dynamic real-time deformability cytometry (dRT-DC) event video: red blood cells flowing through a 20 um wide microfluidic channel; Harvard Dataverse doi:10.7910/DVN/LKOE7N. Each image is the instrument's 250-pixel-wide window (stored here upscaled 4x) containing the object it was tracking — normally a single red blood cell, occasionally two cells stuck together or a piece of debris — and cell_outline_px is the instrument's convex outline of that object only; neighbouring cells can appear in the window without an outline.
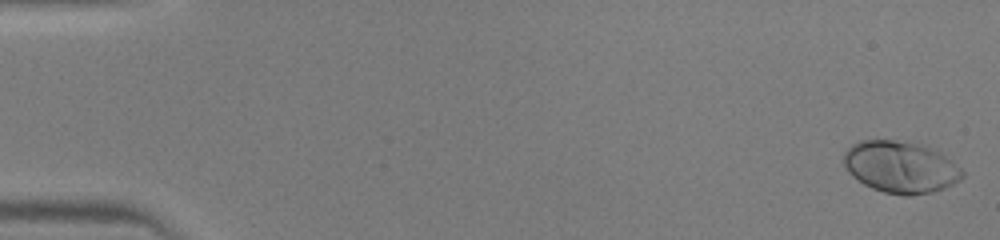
{"species": "human", "species_latin": "Homo sapiens", "temperature_condition": "warm", "stored_images_in_passage": 46, "camera_frame_rate_fps": 3000, "um_per_image_px": 0.085, "donor": {"sex": "male"}, "frame": {"image": 1, "passage_image": 1, "time_ms": 0.0, "image_size_px": [1000, 240], "cell_outline_px": [[964, 176], [960, 180], [944, 188], [932, 192], [908, 196], [904, 196], [884, 192], [872, 188], [864, 184], [852, 176], [848, 172], [844, 164], [844, 152], [852, 144], [860, 140], [892, 140], [912, 144], [928, 148], [952, 160], [964, 172]], "centroid_in_image_um": [76.52, 14.22], "position_along_channel_um": 8.5, "area_um2": 35.32}}
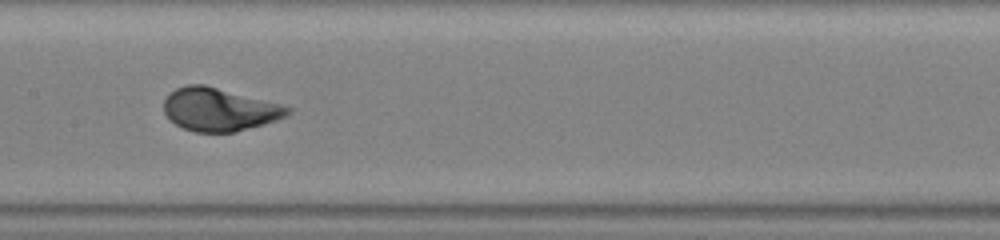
{"frame": {"image": 2, "passage_image": 24, "time_ms": 7.667, "image_size_px": [1000, 240], "cell_outline_px": [[292, 112], [288, 116], [264, 124], [236, 132], [196, 132], [184, 128], [176, 124], [164, 112], [164, 100], [176, 88], [188, 84], [204, 84], [280, 104], [292, 108]], "centroid_in_image_um": [18.67, 9.31], "position_along_channel_um": 188.7, "area_um2": 30.81}}
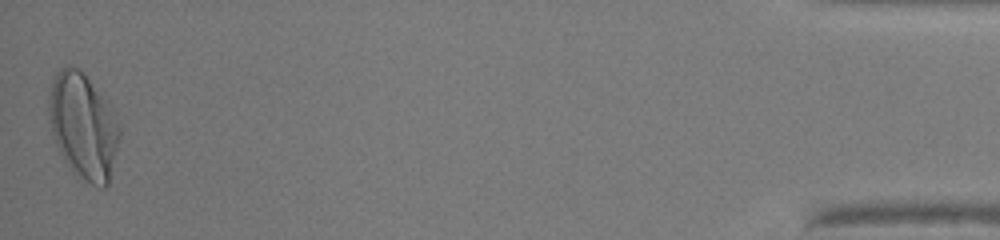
{"frame": {"image": 3, "passage_image": 46, "time_ms": 15.0, "image_size_px": [1000, 240], "cell_outline_px": [[120, 136], [108, 184], [104, 188], [100, 188], [92, 184], [72, 172], [60, 152], [56, 144], [48, 120], [48, 96], [52, 80], [56, 72], [60, 68], [68, 64], [84, 72], [108, 104], [120, 124]], "centroid_in_image_um": [7.05, 10.69], "position_along_channel_um": 428.1, "area_um2": 43.52}}